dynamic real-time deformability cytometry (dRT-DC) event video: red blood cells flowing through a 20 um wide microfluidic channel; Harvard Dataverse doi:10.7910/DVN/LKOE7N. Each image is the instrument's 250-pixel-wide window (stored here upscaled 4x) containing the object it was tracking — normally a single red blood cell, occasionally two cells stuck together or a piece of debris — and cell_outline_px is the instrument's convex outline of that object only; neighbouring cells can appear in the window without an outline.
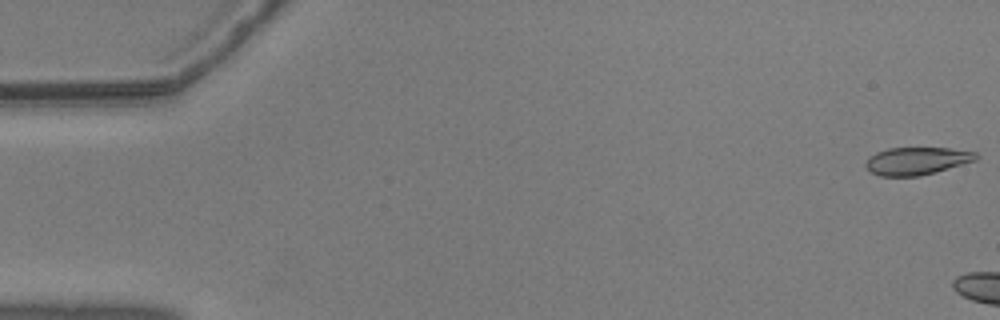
{"species": "common noctule bat (a hibernating species)", "species_latin": "Nyctalus noctula", "temperature_condition": "warm", "stored_images_in_passage": 9, "camera_frame_rate_fps": 3000, "um_per_image_px": 0.085, "animal": {"sex": "male", "body_mass_g": 20.5, "forearm_length_mm": 52.5}, "frame": {"image": 1, "passage_image": 1, "time_ms": 0.0, "image_size_px": [1000, 320], "cell_outline_px": [[976, 160], [936, 172], [920, 176], [880, 176], [872, 172], [864, 164], [876, 152], [888, 148], [948, 148], [976, 152]], "centroid_in_image_um": [77.93, 13.68], "position_along_channel_um": 7.1, "area_um2": 17.51}}